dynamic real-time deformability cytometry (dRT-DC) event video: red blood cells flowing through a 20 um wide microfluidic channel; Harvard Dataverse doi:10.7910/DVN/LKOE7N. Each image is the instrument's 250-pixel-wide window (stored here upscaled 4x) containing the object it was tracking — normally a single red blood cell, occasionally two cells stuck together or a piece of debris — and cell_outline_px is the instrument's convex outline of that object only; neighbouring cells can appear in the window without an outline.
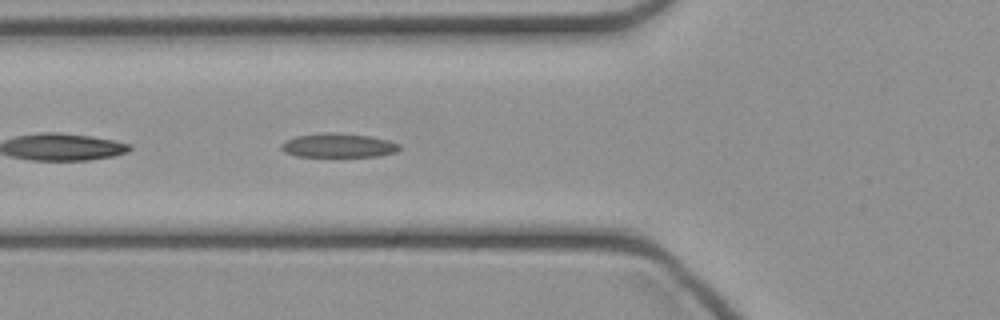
{"species": "common noctule bat (a hibernating species)", "species_latin": "Nyctalus noctula", "temperature_condition": "cold", "stored_images_in_passage": 46, "segment_of_instrument_passage": [2, 2], "camera_frame_rate_fps": 3000, "um_per_image_px": 0.085, "animal": {"sex": "female", "body_mass_g": 21.9}, "frame": {"image": 1, "passage_image": 17, "time_ms": 5.333, "image_size_px": [1000, 320], "cell_outline_px": [[400, 148], [396, 152], [380, 156], [296, 156], [284, 152], [280, 148], [280, 144], [284, 140], [296, 136], [332, 132], [372, 136], [388, 140], [400, 144]], "centroid_in_image_um": [28.75, 12.36], "position_along_channel_um": 97.0, "area_um2": 16.59}}
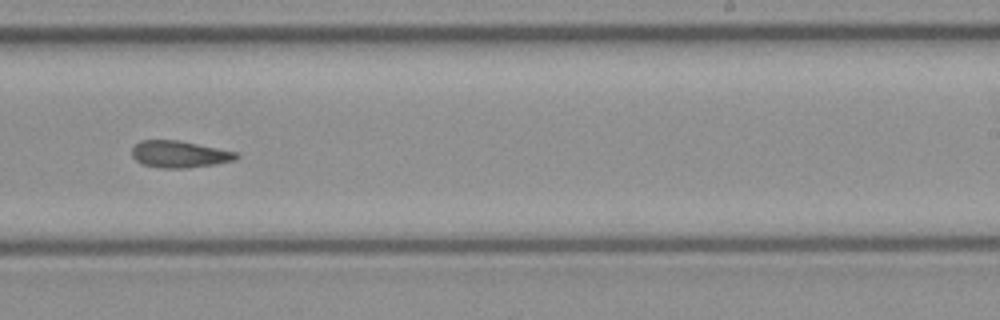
{"frame": {"image": 2, "passage_image": 29, "time_ms": 9.333, "image_size_px": [1000, 320], "cell_outline_px": [[240, 156], [236, 160], [216, 164], [184, 168], [160, 168], [140, 164], [132, 156], [132, 148], [140, 140], [176, 140], [236, 152]], "centroid_in_image_um": [15.22, 13.12], "position_along_channel_um": 273.8, "area_um2": 16.24}}
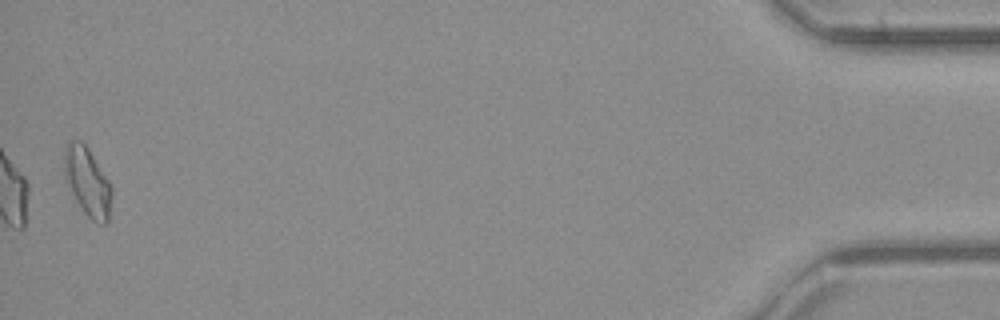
{"frame": {"image": 3, "passage_image": 46, "time_ms": 15.0, "image_size_px": [1000, 320], "cell_outline_px": [[112, 196], [108, 220], [104, 224], [100, 224], [92, 220], [84, 212], [76, 200], [64, 176], [64, 152], [68, 140], [80, 140], [88, 148], [112, 184]], "centroid_in_image_um": [7.45, 15.43], "position_along_channel_um": 427.8, "area_um2": 18.96}}